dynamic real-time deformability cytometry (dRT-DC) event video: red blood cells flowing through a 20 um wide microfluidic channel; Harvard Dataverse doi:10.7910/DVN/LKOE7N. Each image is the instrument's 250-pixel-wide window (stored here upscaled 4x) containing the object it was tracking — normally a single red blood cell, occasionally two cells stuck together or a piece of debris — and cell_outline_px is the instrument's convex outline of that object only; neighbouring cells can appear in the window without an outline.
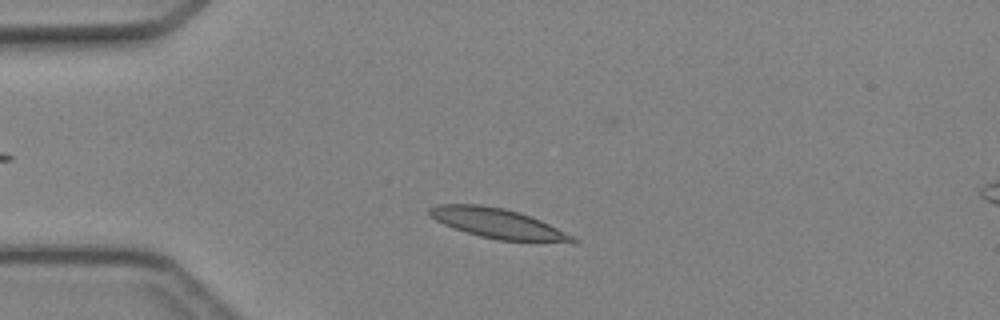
{"species": "Egyptian fruit bat (a non-hibernating species)", "species_latin": "Rousettus aegyptiacus", "temperature_condition": "cold", "stored_images_in_passage": 3, "camera_frame_rate_fps": 3000, "um_per_image_px": 0.085, "animal": {"sex": "female"}, "frame": {"image": 1, "passage_image": 2, "time_ms": 1.333, "image_size_px": [1000, 320], "cell_outline_px": [[580, 240], [576, 244], [500, 240], [480, 236], [444, 224], [436, 220], [428, 212], [428, 208], [436, 204], [480, 204], [504, 208], [520, 212], [540, 220]], "centroid_in_image_um": [42.38, 19.0], "position_along_channel_um": 42.6, "area_um2": 24.97}}
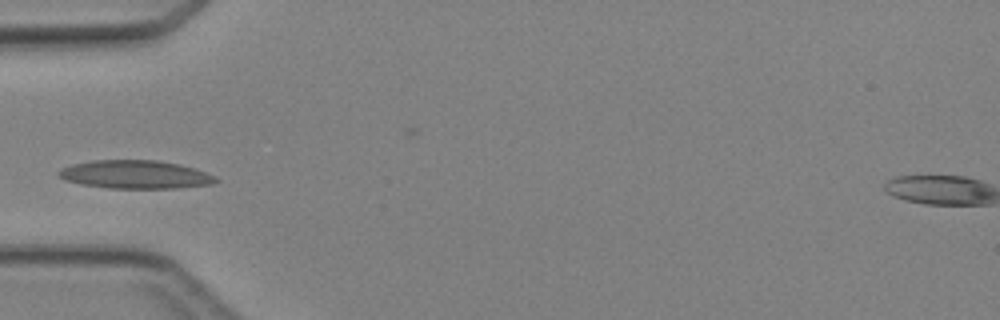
{"frame": {"image": 2, "passage_image": 3, "time_ms": 2.667, "image_size_px": [1000, 320], "cell_outline_px": [[220, 180], [212, 184], [176, 188], [108, 188], [80, 184], [64, 180], [56, 172], [60, 168], [72, 164], [92, 160], [156, 160], [180, 164], [196, 168], [216, 176]], "centroid_in_image_um": [11.5, 14.83], "position_along_channel_um": 73.5, "area_um2": 26.13}}